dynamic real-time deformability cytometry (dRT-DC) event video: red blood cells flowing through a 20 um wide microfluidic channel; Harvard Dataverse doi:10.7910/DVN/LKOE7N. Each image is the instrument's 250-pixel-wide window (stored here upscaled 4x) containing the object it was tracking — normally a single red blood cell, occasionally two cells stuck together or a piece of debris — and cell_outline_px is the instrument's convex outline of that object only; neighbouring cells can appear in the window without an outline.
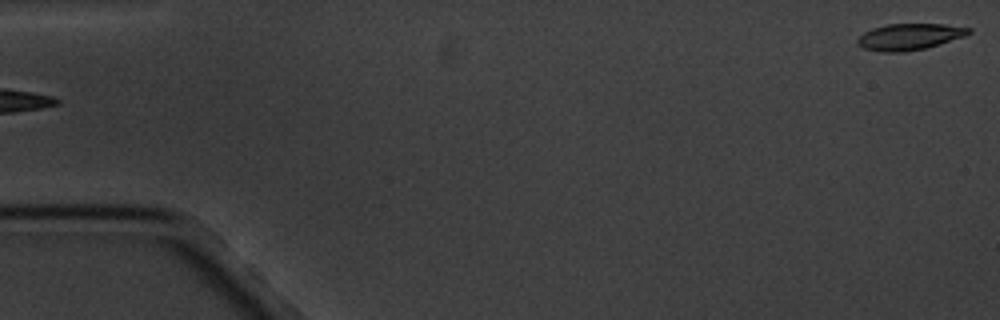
{"species": "common noctule bat (a hibernating species)", "species_latin": "Nyctalus noctula", "temperature_condition": "cold", "stored_images_in_passage": 4, "camera_frame_rate_fps": 3000, "um_per_image_px": 0.085, "animal": {"sex": "male", "body_mass_g": 20.1, "forearm_length_mm": 53.5}, "frame": {"image": 1, "passage_image": 4, "time_ms": 4.333, "image_size_px": [1000, 320], "cell_outline_px": [[972, 32], [964, 36], [940, 44], [924, 48], [904, 52], [880, 52], [864, 48], [856, 44], [856, 40], [864, 32], [872, 28], [888, 24], [944, 24], [972, 28]], "centroid_in_image_um": [77.29, 3.12], "position_along_channel_um": 7.7, "area_um2": 17.11}}